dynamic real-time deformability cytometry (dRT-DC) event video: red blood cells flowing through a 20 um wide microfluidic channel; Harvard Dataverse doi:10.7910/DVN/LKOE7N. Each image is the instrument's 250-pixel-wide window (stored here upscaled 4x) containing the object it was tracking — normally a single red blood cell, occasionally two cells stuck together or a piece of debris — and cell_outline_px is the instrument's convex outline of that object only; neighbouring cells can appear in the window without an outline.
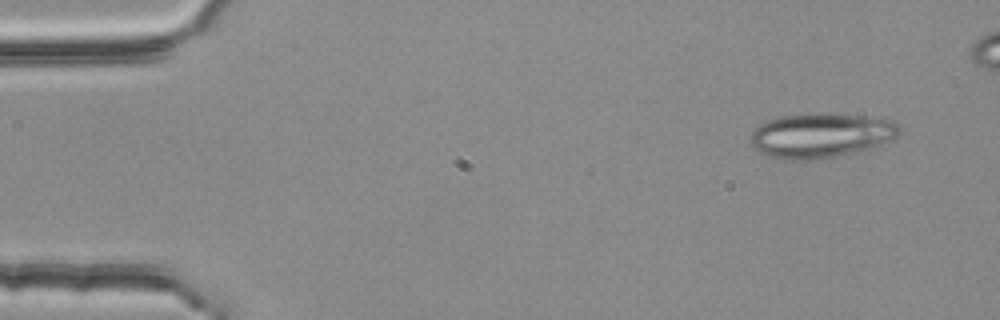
{"species": "common noctule bat (a hibernating species)", "species_latin": "Nyctalus noctula", "temperature_condition": "room temperature", "stored_images_in_passage": 4, "camera_frame_rate_fps": 3000, "um_per_image_px": 0.085, "animal": {"sex": "female", "body_mass_g": 25.1}, "frame": {"image": 1, "passage_image": 1, "time_ms": 0.0, "image_size_px": [1000, 320], "cell_outline_px": [[900, 128], [896, 136], [880, 144], [856, 152], [836, 156], [804, 160], [784, 160], [760, 152], [748, 140], [752, 132], [760, 124], [768, 120], [780, 116], [812, 112], [832, 112], [892, 120]], "centroid_in_image_um": [69.73, 11.48], "position_along_channel_um": 15.3, "area_um2": 38.67}}